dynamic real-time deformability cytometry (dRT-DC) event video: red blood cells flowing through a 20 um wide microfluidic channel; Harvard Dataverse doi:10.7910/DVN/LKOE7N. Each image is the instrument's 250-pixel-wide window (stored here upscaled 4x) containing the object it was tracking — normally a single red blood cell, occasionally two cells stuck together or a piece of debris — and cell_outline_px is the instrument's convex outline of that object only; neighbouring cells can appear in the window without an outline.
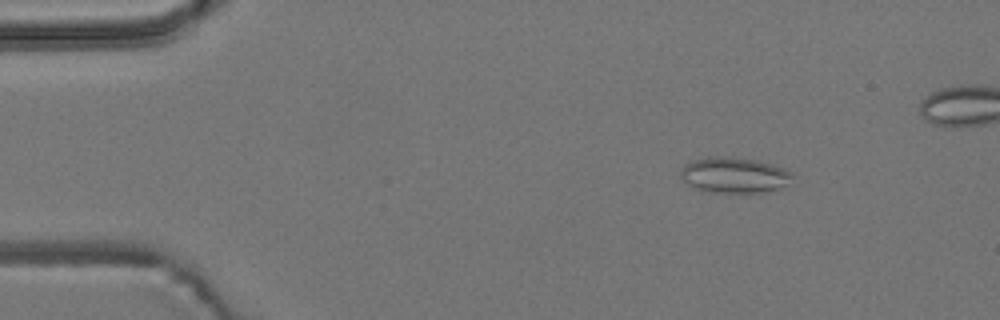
{"species": "common noctule bat (a hibernating species)", "species_latin": "Nyctalus noctula", "temperature_condition": "room temperature", "stored_images_in_passage": 4, "camera_frame_rate_fps": 3000, "um_per_image_px": 0.085, "animal": {"sex": "male", "body_mass_g": 19.2, "forearm_length_mm": 51.8}, "frame": {"image": 1, "passage_image": 1, "time_ms": 0.0, "image_size_px": [1000, 320], "cell_outline_px": [[796, 176], [788, 184], [776, 188], [760, 192], [712, 192], [688, 184], [680, 176], [680, 168], [684, 164], [692, 160], [708, 156], [720, 156], [756, 160], [772, 164], [784, 168], [792, 172]], "centroid_in_image_um": [62.42, 14.86], "position_along_channel_um": 22.6, "area_um2": 23.06}}